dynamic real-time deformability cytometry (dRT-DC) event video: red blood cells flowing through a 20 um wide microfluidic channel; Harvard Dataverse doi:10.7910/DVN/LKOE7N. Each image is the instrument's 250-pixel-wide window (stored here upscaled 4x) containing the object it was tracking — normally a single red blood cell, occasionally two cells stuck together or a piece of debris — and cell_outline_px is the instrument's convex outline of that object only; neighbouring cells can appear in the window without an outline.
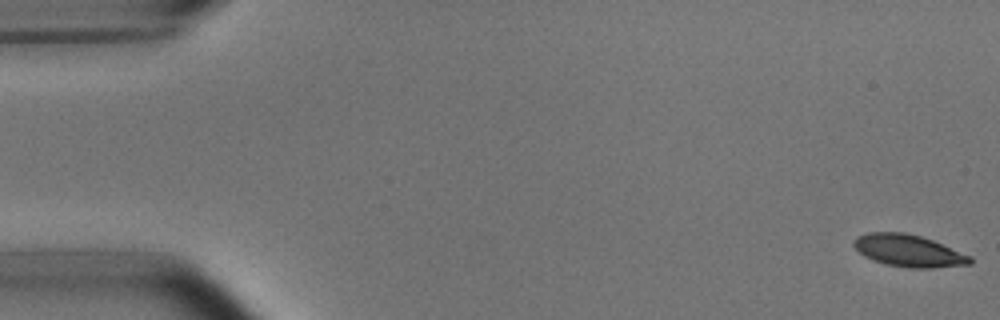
{"species": "common noctule bat (a hibernating species)", "species_latin": "Nyctalus noctula", "temperature_condition": "room temperature", "stored_images_in_passage": 53, "camera_frame_rate_fps": 3000, "um_per_image_px": 0.085, "animal": {"sex": "male", "body_mass_g": 15.6}, "frame": {"image": 1, "passage_image": 1, "time_ms": 0.0, "image_size_px": [1000, 320], "cell_outline_px": [[972, 264], [932, 268], [908, 268], [884, 264], [872, 260], [864, 256], [852, 244], [852, 240], [856, 236], [868, 232], [904, 232], [920, 236], [932, 240], [972, 256]], "centroid_in_image_um": [77.21, 21.31], "position_along_channel_um": 7.8, "area_um2": 21.91}}
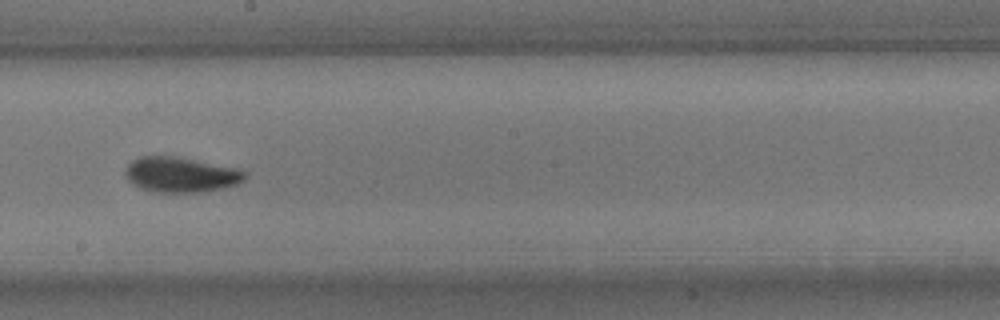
{"frame": {"image": 2, "passage_image": 30, "time_ms": 9.667, "image_size_px": [1000, 320], "cell_outline_px": [[248, 176], [244, 180], [236, 184], [220, 188], [200, 192], [156, 192], [140, 188], [132, 184], [128, 180], [124, 172], [128, 164], [132, 160], [140, 156], [172, 156], [236, 168], [248, 172]], "centroid_in_image_um": [15.34, 14.85], "position_along_channel_um": 232.9, "area_um2": 24.33}}
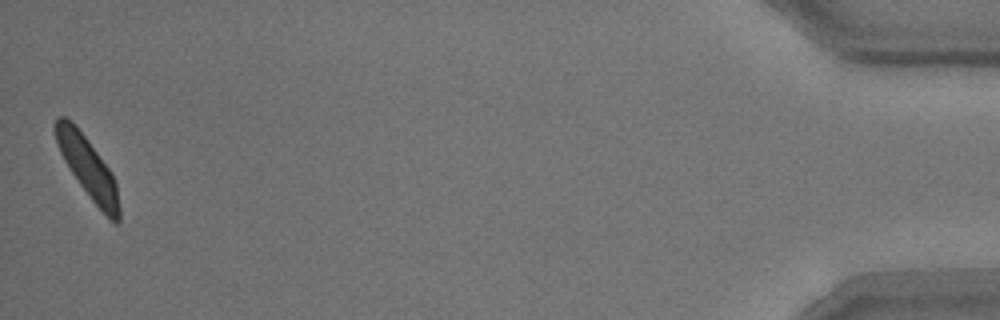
{"frame": {"image": 3, "passage_image": 53, "time_ms": 17.333, "image_size_px": [1000, 320], "cell_outline_px": [[120, 220], [116, 224], [92, 200], [80, 184], [64, 160], [60, 152], [52, 128], [52, 124], [56, 116], [64, 116], [76, 124], [112, 172], [116, 184], [120, 208]], "centroid_in_image_um": [7.43, 14.16], "position_along_channel_um": 427.8, "area_um2": 22.43}, "authors_computed_cell_mechanics": {"area_um2": 22.8888, "velocity_mm_per_s": 3.7384, "shape_relaxation_time_tau1_ms": 2.3874, "shape_relaxation_time_tau2_ms": 1.3898, "deformation_change_tau1": 0.1068, "deformation_change_tau2": 0.0717}}